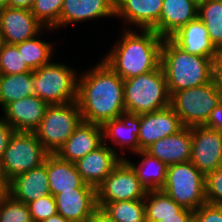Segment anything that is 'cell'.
Returning <instances> with one entry per match:
<instances>
[{
    "label": "cell",
    "instance_id": "obj_9",
    "mask_svg": "<svg viewBox=\"0 0 222 222\" xmlns=\"http://www.w3.org/2000/svg\"><path fill=\"white\" fill-rule=\"evenodd\" d=\"M161 190L192 211L207 203L205 176L190 161L168 166L166 183Z\"/></svg>",
    "mask_w": 222,
    "mask_h": 222
},
{
    "label": "cell",
    "instance_id": "obj_42",
    "mask_svg": "<svg viewBox=\"0 0 222 222\" xmlns=\"http://www.w3.org/2000/svg\"><path fill=\"white\" fill-rule=\"evenodd\" d=\"M35 0H9L8 7L30 10Z\"/></svg>",
    "mask_w": 222,
    "mask_h": 222
},
{
    "label": "cell",
    "instance_id": "obj_40",
    "mask_svg": "<svg viewBox=\"0 0 222 222\" xmlns=\"http://www.w3.org/2000/svg\"><path fill=\"white\" fill-rule=\"evenodd\" d=\"M204 126L222 132V100L211 112Z\"/></svg>",
    "mask_w": 222,
    "mask_h": 222
},
{
    "label": "cell",
    "instance_id": "obj_22",
    "mask_svg": "<svg viewBox=\"0 0 222 222\" xmlns=\"http://www.w3.org/2000/svg\"><path fill=\"white\" fill-rule=\"evenodd\" d=\"M105 16H115V0H64L59 27Z\"/></svg>",
    "mask_w": 222,
    "mask_h": 222
},
{
    "label": "cell",
    "instance_id": "obj_16",
    "mask_svg": "<svg viewBox=\"0 0 222 222\" xmlns=\"http://www.w3.org/2000/svg\"><path fill=\"white\" fill-rule=\"evenodd\" d=\"M48 106V103L36 95H30L7 104L3 108V119L15 131L33 132L43 119Z\"/></svg>",
    "mask_w": 222,
    "mask_h": 222
},
{
    "label": "cell",
    "instance_id": "obj_10",
    "mask_svg": "<svg viewBox=\"0 0 222 222\" xmlns=\"http://www.w3.org/2000/svg\"><path fill=\"white\" fill-rule=\"evenodd\" d=\"M146 193V188L141 184L136 172L125 159H121L96 188L97 202L139 200L144 199Z\"/></svg>",
    "mask_w": 222,
    "mask_h": 222
},
{
    "label": "cell",
    "instance_id": "obj_44",
    "mask_svg": "<svg viewBox=\"0 0 222 222\" xmlns=\"http://www.w3.org/2000/svg\"><path fill=\"white\" fill-rule=\"evenodd\" d=\"M41 222H71L68 219H65L62 215L60 214H55L51 216L50 218H47Z\"/></svg>",
    "mask_w": 222,
    "mask_h": 222
},
{
    "label": "cell",
    "instance_id": "obj_6",
    "mask_svg": "<svg viewBox=\"0 0 222 222\" xmlns=\"http://www.w3.org/2000/svg\"><path fill=\"white\" fill-rule=\"evenodd\" d=\"M48 154L34 132L15 131L0 161L4 182L40 167Z\"/></svg>",
    "mask_w": 222,
    "mask_h": 222
},
{
    "label": "cell",
    "instance_id": "obj_20",
    "mask_svg": "<svg viewBox=\"0 0 222 222\" xmlns=\"http://www.w3.org/2000/svg\"><path fill=\"white\" fill-rule=\"evenodd\" d=\"M162 2L163 0H115V17L135 24L136 28L156 32Z\"/></svg>",
    "mask_w": 222,
    "mask_h": 222
},
{
    "label": "cell",
    "instance_id": "obj_45",
    "mask_svg": "<svg viewBox=\"0 0 222 222\" xmlns=\"http://www.w3.org/2000/svg\"><path fill=\"white\" fill-rule=\"evenodd\" d=\"M7 192V184L4 182L1 171H0V197Z\"/></svg>",
    "mask_w": 222,
    "mask_h": 222
},
{
    "label": "cell",
    "instance_id": "obj_12",
    "mask_svg": "<svg viewBox=\"0 0 222 222\" xmlns=\"http://www.w3.org/2000/svg\"><path fill=\"white\" fill-rule=\"evenodd\" d=\"M44 26L35 18L31 10L4 7L0 9V29L5 44L16 45L41 36Z\"/></svg>",
    "mask_w": 222,
    "mask_h": 222
},
{
    "label": "cell",
    "instance_id": "obj_33",
    "mask_svg": "<svg viewBox=\"0 0 222 222\" xmlns=\"http://www.w3.org/2000/svg\"><path fill=\"white\" fill-rule=\"evenodd\" d=\"M0 222H33L27 204L7 192L0 197Z\"/></svg>",
    "mask_w": 222,
    "mask_h": 222
},
{
    "label": "cell",
    "instance_id": "obj_34",
    "mask_svg": "<svg viewBox=\"0 0 222 222\" xmlns=\"http://www.w3.org/2000/svg\"><path fill=\"white\" fill-rule=\"evenodd\" d=\"M32 71L16 45L4 44L0 49V74L10 75Z\"/></svg>",
    "mask_w": 222,
    "mask_h": 222
},
{
    "label": "cell",
    "instance_id": "obj_47",
    "mask_svg": "<svg viewBox=\"0 0 222 222\" xmlns=\"http://www.w3.org/2000/svg\"><path fill=\"white\" fill-rule=\"evenodd\" d=\"M4 44L5 43H4V39H3V34L1 32V29H0V49L3 47Z\"/></svg>",
    "mask_w": 222,
    "mask_h": 222
},
{
    "label": "cell",
    "instance_id": "obj_8",
    "mask_svg": "<svg viewBox=\"0 0 222 222\" xmlns=\"http://www.w3.org/2000/svg\"><path fill=\"white\" fill-rule=\"evenodd\" d=\"M81 121L77 101L49 105L43 119L33 132L44 149L49 154H55Z\"/></svg>",
    "mask_w": 222,
    "mask_h": 222
},
{
    "label": "cell",
    "instance_id": "obj_7",
    "mask_svg": "<svg viewBox=\"0 0 222 222\" xmlns=\"http://www.w3.org/2000/svg\"><path fill=\"white\" fill-rule=\"evenodd\" d=\"M79 76L65 64L50 62L33 70L34 95L48 103L66 104L77 101Z\"/></svg>",
    "mask_w": 222,
    "mask_h": 222
},
{
    "label": "cell",
    "instance_id": "obj_23",
    "mask_svg": "<svg viewBox=\"0 0 222 222\" xmlns=\"http://www.w3.org/2000/svg\"><path fill=\"white\" fill-rule=\"evenodd\" d=\"M198 17V5L190 0H163L156 33L169 38L180 27Z\"/></svg>",
    "mask_w": 222,
    "mask_h": 222
},
{
    "label": "cell",
    "instance_id": "obj_43",
    "mask_svg": "<svg viewBox=\"0 0 222 222\" xmlns=\"http://www.w3.org/2000/svg\"><path fill=\"white\" fill-rule=\"evenodd\" d=\"M216 77L222 89V51L220 52V56L216 62Z\"/></svg>",
    "mask_w": 222,
    "mask_h": 222
},
{
    "label": "cell",
    "instance_id": "obj_46",
    "mask_svg": "<svg viewBox=\"0 0 222 222\" xmlns=\"http://www.w3.org/2000/svg\"><path fill=\"white\" fill-rule=\"evenodd\" d=\"M9 0H0V9L4 7H8Z\"/></svg>",
    "mask_w": 222,
    "mask_h": 222
},
{
    "label": "cell",
    "instance_id": "obj_39",
    "mask_svg": "<svg viewBox=\"0 0 222 222\" xmlns=\"http://www.w3.org/2000/svg\"><path fill=\"white\" fill-rule=\"evenodd\" d=\"M15 130L0 117V161Z\"/></svg>",
    "mask_w": 222,
    "mask_h": 222
},
{
    "label": "cell",
    "instance_id": "obj_2",
    "mask_svg": "<svg viewBox=\"0 0 222 222\" xmlns=\"http://www.w3.org/2000/svg\"><path fill=\"white\" fill-rule=\"evenodd\" d=\"M141 33L124 30L119 43L103 58V61L123 80L160 67L164 38L153 30H142Z\"/></svg>",
    "mask_w": 222,
    "mask_h": 222
},
{
    "label": "cell",
    "instance_id": "obj_31",
    "mask_svg": "<svg viewBox=\"0 0 222 222\" xmlns=\"http://www.w3.org/2000/svg\"><path fill=\"white\" fill-rule=\"evenodd\" d=\"M146 217L176 216L183 207L162 190H149L144 198Z\"/></svg>",
    "mask_w": 222,
    "mask_h": 222
},
{
    "label": "cell",
    "instance_id": "obj_15",
    "mask_svg": "<svg viewBox=\"0 0 222 222\" xmlns=\"http://www.w3.org/2000/svg\"><path fill=\"white\" fill-rule=\"evenodd\" d=\"M169 39L185 53L211 58L217 62L220 51L211 42L204 23L197 17L180 27Z\"/></svg>",
    "mask_w": 222,
    "mask_h": 222
},
{
    "label": "cell",
    "instance_id": "obj_5",
    "mask_svg": "<svg viewBox=\"0 0 222 222\" xmlns=\"http://www.w3.org/2000/svg\"><path fill=\"white\" fill-rule=\"evenodd\" d=\"M221 100L222 89L215 77L205 85L173 93L170 96V107L180 117L183 126H204Z\"/></svg>",
    "mask_w": 222,
    "mask_h": 222
},
{
    "label": "cell",
    "instance_id": "obj_27",
    "mask_svg": "<svg viewBox=\"0 0 222 222\" xmlns=\"http://www.w3.org/2000/svg\"><path fill=\"white\" fill-rule=\"evenodd\" d=\"M33 70L26 73L0 74V104L4 108L12 101L34 95Z\"/></svg>",
    "mask_w": 222,
    "mask_h": 222
},
{
    "label": "cell",
    "instance_id": "obj_11",
    "mask_svg": "<svg viewBox=\"0 0 222 222\" xmlns=\"http://www.w3.org/2000/svg\"><path fill=\"white\" fill-rule=\"evenodd\" d=\"M190 162L204 175L222 167V132L206 126L191 127Z\"/></svg>",
    "mask_w": 222,
    "mask_h": 222
},
{
    "label": "cell",
    "instance_id": "obj_32",
    "mask_svg": "<svg viewBox=\"0 0 222 222\" xmlns=\"http://www.w3.org/2000/svg\"><path fill=\"white\" fill-rule=\"evenodd\" d=\"M63 1L64 0H35L30 10L35 18L45 26V29H58Z\"/></svg>",
    "mask_w": 222,
    "mask_h": 222
},
{
    "label": "cell",
    "instance_id": "obj_28",
    "mask_svg": "<svg viewBox=\"0 0 222 222\" xmlns=\"http://www.w3.org/2000/svg\"><path fill=\"white\" fill-rule=\"evenodd\" d=\"M198 18L204 23L211 42L222 51V1L204 0L198 5Z\"/></svg>",
    "mask_w": 222,
    "mask_h": 222
},
{
    "label": "cell",
    "instance_id": "obj_38",
    "mask_svg": "<svg viewBox=\"0 0 222 222\" xmlns=\"http://www.w3.org/2000/svg\"><path fill=\"white\" fill-rule=\"evenodd\" d=\"M194 211L183 208L176 216L146 217V222H193Z\"/></svg>",
    "mask_w": 222,
    "mask_h": 222
},
{
    "label": "cell",
    "instance_id": "obj_3",
    "mask_svg": "<svg viewBox=\"0 0 222 222\" xmlns=\"http://www.w3.org/2000/svg\"><path fill=\"white\" fill-rule=\"evenodd\" d=\"M160 66L170 96L177 91L205 85L216 77L214 60L185 53L169 38L163 39Z\"/></svg>",
    "mask_w": 222,
    "mask_h": 222
},
{
    "label": "cell",
    "instance_id": "obj_19",
    "mask_svg": "<svg viewBox=\"0 0 222 222\" xmlns=\"http://www.w3.org/2000/svg\"><path fill=\"white\" fill-rule=\"evenodd\" d=\"M192 149L191 127H183L178 132L159 139L145 151L167 166L190 161Z\"/></svg>",
    "mask_w": 222,
    "mask_h": 222
},
{
    "label": "cell",
    "instance_id": "obj_35",
    "mask_svg": "<svg viewBox=\"0 0 222 222\" xmlns=\"http://www.w3.org/2000/svg\"><path fill=\"white\" fill-rule=\"evenodd\" d=\"M33 222H41L57 214L55 197L51 194L27 204Z\"/></svg>",
    "mask_w": 222,
    "mask_h": 222
},
{
    "label": "cell",
    "instance_id": "obj_4",
    "mask_svg": "<svg viewBox=\"0 0 222 222\" xmlns=\"http://www.w3.org/2000/svg\"><path fill=\"white\" fill-rule=\"evenodd\" d=\"M125 111L143 114L170 106V94L161 66L151 72L124 80Z\"/></svg>",
    "mask_w": 222,
    "mask_h": 222
},
{
    "label": "cell",
    "instance_id": "obj_18",
    "mask_svg": "<svg viewBox=\"0 0 222 222\" xmlns=\"http://www.w3.org/2000/svg\"><path fill=\"white\" fill-rule=\"evenodd\" d=\"M103 143V127L81 121L68 140L55 153L60 159L75 163Z\"/></svg>",
    "mask_w": 222,
    "mask_h": 222
},
{
    "label": "cell",
    "instance_id": "obj_36",
    "mask_svg": "<svg viewBox=\"0 0 222 222\" xmlns=\"http://www.w3.org/2000/svg\"><path fill=\"white\" fill-rule=\"evenodd\" d=\"M205 196L207 203L222 206V167L205 176Z\"/></svg>",
    "mask_w": 222,
    "mask_h": 222
},
{
    "label": "cell",
    "instance_id": "obj_41",
    "mask_svg": "<svg viewBox=\"0 0 222 222\" xmlns=\"http://www.w3.org/2000/svg\"><path fill=\"white\" fill-rule=\"evenodd\" d=\"M89 222H116L102 207L97 206Z\"/></svg>",
    "mask_w": 222,
    "mask_h": 222
},
{
    "label": "cell",
    "instance_id": "obj_25",
    "mask_svg": "<svg viewBox=\"0 0 222 222\" xmlns=\"http://www.w3.org/2000/svg\"><path fill=\"white\" fill-rule=\"evenodd\" d=\"M102 127L103 142L108 138L120 148L126 146L134 154L139 152L137 136L140 128V114L124 113L121 117L107 121Z\"/></svg>",
    "mask_w": 222,
    "mask_h": 222
},
{
    "label": "cell",
    "instance_id": "obj_30",
    "mask_svg": "<svg viewBox=\"0 0 222 222\" xmlns=\"http://www.w3.org/2000/svg\"><path fill=\"white\" fill-rule=\"evenodd\" d=\"M23 60L31 70H36L43 65L49 64L52 56V45L37 36L22 43L16 44Z\"/></svg>",
    "mask_w": 222,
    "mask_h": 222
},
{
    "label": "cell",
    "instance_id": "obj_13",
    "mask_svg": "<svg viewBox=\"0 0 222 222\" xmlns=\"http://www.w3.org/2000/svg\"><path fill=\"white\" fill-rule=\"evenodd\" d=\"M183 127L180 117L170 106L140 114V128L137 136L139 151H145L159 139L172 135Z\"/></svg>",
    "mask_w": 222,
    "mask_h": 222
},
{
    "label": "cell",
    "instance_id": "obj_1",
    "mask_svg": "<svg viewBox=\"0 0 222 222\" xmlns=\"http://www.w3.org/2000/svg\"><path fill=\"white\" fill-rule=\"evenodd\" d=\"M77 103L82 121L103 126L126 113L124 80L101 60L78 77Z\"/></svg>",
    "mask_w": 222,
    "mask_h": 222
},
{
    "label": "cell",
    "instance_id": "obj_17",
    "mask_svg": "<svg viewBox=\"0 0 222 222\" xmlns=\"http://www.w3.org/2000/svg\"><path fill=\"white\" fill-rule=\"evenodd\" d=\"M54 197L57 213L71 222H89L97 207L96 188H75Z\"/></svg>",
    "mask_w": 222,
    "mask_h": 222
},
{
    "label": "cell",
    "instance_id": "obj_37",
    "mask_svg": "<svg viewBox=\"0 0 222 222\" xmlns=\"http://www.w3.org/2000/svg\"><path fill=\"white\" fill-rule=\"evenodd\" d=\"M193 222H222V206L205 203L194 211Z\"/></svg>",
    "mask_w": 222,
    "mask_h": 222
},
{
    "label": "cell",
    "instance_id": "obj_26",
    "mask_svg": "<svg viewBox=\"0 0 222 222\" xmlns=\"http://www.w3.org/2000/svg\"><path fill=\"white\" fill-rule=\"evenodd\" d=\"M136 153L143 157L138 166L136 164L134 165V163L127 158L124 159L132 166L137 178L147 191L161 190L166 183L168 166L146 151Z\"/></svg>",
    "mask_w": 222,
    "mask_h": 222
},
{
    "label": "cell",
    "instance_id": "obj_14",
    "mask_svg": "<svg viewBox=\"0 0 222 222\" xmlns=\"http://www.w3.org/2000/svg\"><path fill=\"white\" fill-rule=\"evenodd\" d=\"M103 142L95 150L75 162L77 171L82 180L97 188L104 179L112 172L113 168L124 159L111 146Z\"/></svg>",
    "mask_w": 222,
    "mask_h": 222
},
{
    "label": "cell",
    "instance_id": "obj_24",
    "mask_svg": "<svg viewBox=\"0 0 222 222\" xmlns=\"http://www.w3.org/2000/svg\"><path fill=\"white\" fill-rule=\"evenodd\" d=\"M44 164L47 166L49 189L53 196L75 188H95L82 180L73 162L60 159L56 154H48Z\"/></svg>",
    "mask_w": 222,
    "mask_h": 222
},
{
    "label": "cell",
    "instance_id": "obj_21",
    "mask_svg": "<svg viewBox=\"0 0 222 222\" xmlns=\"http://www.w3.org/2000/svg\"><path fill=\"white\" fill-rule=\"evenodd\" d=\"M7 193L25 204L49 195L47 166L43 163L11 180L7 184Z\"/></svg>",
    "mask_w": 222,
    "mask_h": 222
},
{
    "label": "cell",
    "instance_id": "obj_29",
    "mask_svg": "<svg viewBox=\"0 0 222 222\" xmlns=\"http://www.w3.org/2000/svg\"><path fill=\"white\" fill-rule=\"evenodd\" d=\"M116 222H146L144 199L97 202Z\"/></svg>",
    "mask_w": 222,
    "mask_h": 222
},
{
    "label": "cell",
    "instance_id": "obj_48",
    "mask_svg": "<svg viewBox=\"0 0 222 222\" xmlns=\"http://www.w3.org/2000/svg\"><path fill=\"white\" fill-rule=\"evenodd\" d=\"M194 3H196L197 5L201 4L204 0H190Z\"/></svg>",
    "mask_w": 222,
    "mask_h": 222
}]
</instances>
